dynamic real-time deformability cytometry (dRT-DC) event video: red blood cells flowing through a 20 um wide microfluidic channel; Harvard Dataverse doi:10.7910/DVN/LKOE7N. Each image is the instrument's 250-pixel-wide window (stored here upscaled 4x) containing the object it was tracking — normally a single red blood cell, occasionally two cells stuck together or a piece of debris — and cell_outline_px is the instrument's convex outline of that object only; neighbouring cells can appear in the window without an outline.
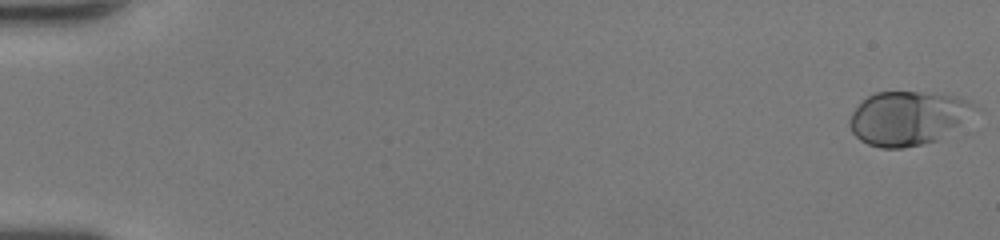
{"species": "human", "species_latin": "Homo sapiens", "temperature_condition": "room temperature", "stored_images_in_passage": 50, "camera_frame_rate_fps": 3000, "um_per_image_px": 0.085, "donor": {"sex": "female"}, "frame": {"image": 1, "passage_image": 1, "time_ms": 0.0, "image_size_px": [1000, 240], "cell_outline_px": [[980, 108], [936, 140], [924, 144], [904, 148], [880, 148], [868, 144], [860, 140], [852, 132], [848, 124], [848, 120], [852, 112], [868, 96], [876, 92], [936, 92], [956, 96], [968, 100], [976, 104]], "centroid_in_image_um": [77.15, 10.02], "position_along_channel_um": 7.8, "area_um2": 39.19}}
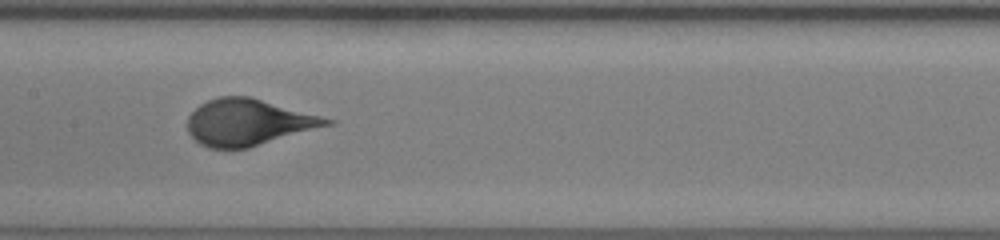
{"frame": {"image": 2, "passage_image": 27, "time_ms": 8.667, "image_size_px": [1000, 240], "cell_outline_px": [[336, 124], [248, 148], [208, 148], [200, 144], [188, 132], [188, 116], [200, 104], [208, 100], [220, 96], [248, 96], [336, 120]], "centroid_in_image_um": [21.14, 10.4], "position_along_channel_um": 186.3, "area_um2": 37.63}}
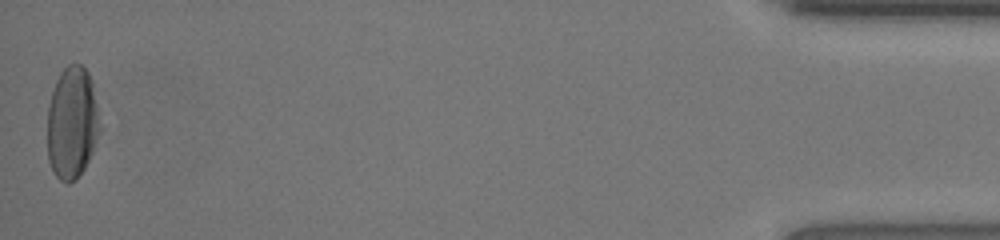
{"frame": {"image": 3, "passage_image": 50, "time_ms": 16.333, "image_size_px": [1000, 240], "cell_outline_px": [[104, 128], [84, 168], [68, 184], [64, 184], [52, 172], [48, 160], [48, 104], [56, 80], [60, 72], [68, 64], [80, 64], [88, 72], [92, 80]], "centroid_in_image_um": [6.17, 10.42], "position_along_channel_um": 429.0, "area_um2": 35.14}}